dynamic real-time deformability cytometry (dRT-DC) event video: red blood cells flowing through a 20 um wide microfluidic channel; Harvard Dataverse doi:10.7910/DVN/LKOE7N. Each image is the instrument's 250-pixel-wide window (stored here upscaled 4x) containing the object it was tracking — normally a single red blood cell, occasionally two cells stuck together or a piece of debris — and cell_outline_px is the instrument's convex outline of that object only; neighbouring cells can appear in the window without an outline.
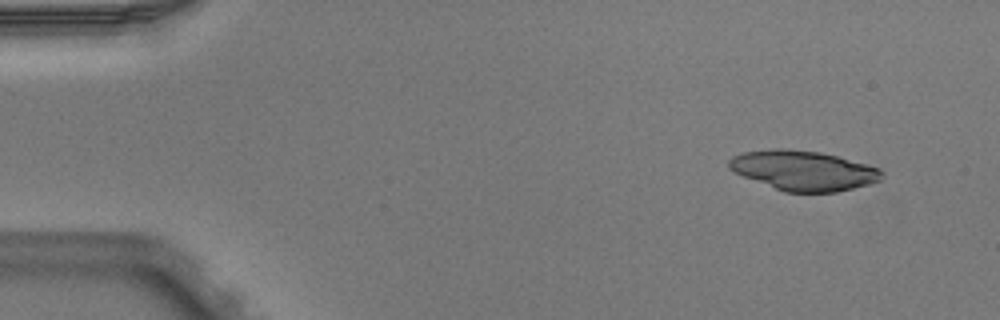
{"species": "Egyptian fruit bat (a non-hibernating species)", "species_latin": "Rousettus aegyptiacus", "temperature_condition": "warm", "stored_images_in_passage": 5, "camera_frame_rate_fps": 3000, "um_per_image_px": 0.085, "animal": {"sex": "male"}, "frame": {"image": 1, "passage_image": 1, "time_ms": 0.0, "image_size_px": [1000, 320], "cell_outline_px": [[884, 176], [880, 180], [868, 184], [836, 192], [784, 192], [744, 176], [728, 168], [728, 160], [732, 156], [744, 152], [776, 148], [780, 148], [820, 152], [868, 164], [880, 168], [884, 172]], "centroid_in_image_um": [68.31, 14.49], "position_along_channel_um": 16.7, "area_um2": 35.26}}